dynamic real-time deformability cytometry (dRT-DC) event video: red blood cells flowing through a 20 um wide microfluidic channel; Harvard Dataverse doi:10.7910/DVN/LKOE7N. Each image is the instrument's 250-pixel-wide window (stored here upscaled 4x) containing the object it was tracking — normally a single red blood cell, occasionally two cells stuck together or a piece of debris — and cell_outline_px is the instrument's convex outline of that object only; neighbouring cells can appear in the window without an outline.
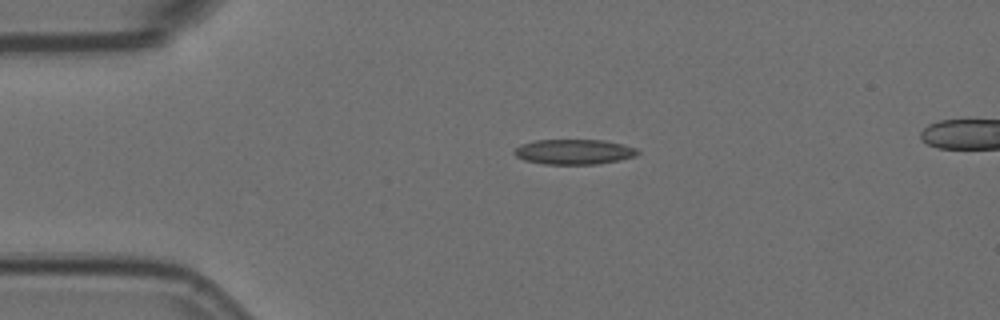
{"species": "Egyptian fruit bat (a non-hibernating species)", "species_latin": "Rousettus aegyptiacus", "temperature_condition": "room temperature", "stored_images_in_passage": 3, "segment_of_instrument_passage": [1, 2], "camera_frame_rate_fps": 3000, "um_per_image_px": 0.085, "animal": {"sex": "female"}, "frame": {"image": 1, "passage_image": 1, "time_ms": 0.0, "image_size_px": [1000, 320], "cell_outline_px": [[640, 152], [636, 156], [620, 160], [596, 164], [544, 164], [524, 160], [516, 156], [512, 152], [520, 144], [536, 140], [604, 140], [624, 144], [636, 148]], "centroid_in_image_um": [48.8, 12.9], "position_along_channel_um": 36.2, "area_um2": 18.15}}